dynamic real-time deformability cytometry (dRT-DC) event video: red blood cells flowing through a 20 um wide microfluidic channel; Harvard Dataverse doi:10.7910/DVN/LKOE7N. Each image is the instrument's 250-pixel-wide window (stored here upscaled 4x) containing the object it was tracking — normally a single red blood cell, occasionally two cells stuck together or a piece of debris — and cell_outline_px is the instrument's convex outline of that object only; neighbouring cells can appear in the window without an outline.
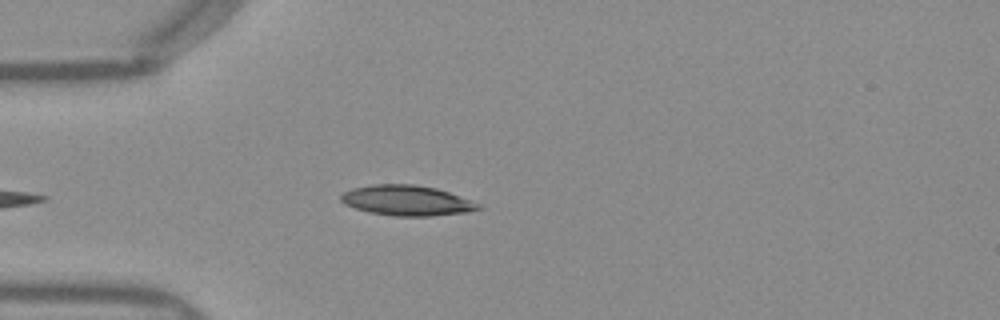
{"species": "Egyptian fruit bat (a non-hibernating species)", "species_latin": "Rousettus aegyptiacus", "temperature_condition": "warm", "stored_images_in_passage": 37, "camera_frame_rate_fps": 3000, "um_per_image_px": 0.085, "frame": {"image": 1, "passage_image": 3, "time_ms": 0.667, "image_size_px": [1000, 320], "cell_outline_px": [[484, 208], [468, 212], [432, 216], [396, 216], [368, 212], [344, 204], [340, 200], [340, 196], [344, 192], [352, 188], [372, 184], [412, 184], [436, 188], [448, 192], [480, 204]], "centroid_in_image_um": [34.57, 17.04], "position_along_channel_um": 50.4, "area_um2": 24.22}}
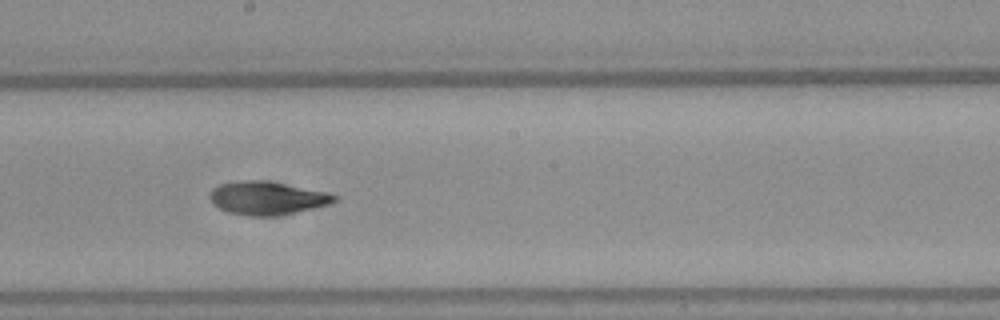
{"frame": {"image": 2, "passage_image": 17, "time_ms": 5.333, "image_size_px": [1000, 320], "cell_outline_px": [[340, 196], [336, 200], [328, 204], [312, 208], [276, 216], [252, 216], [228, 212], [220, 208], [208, 196], [212, 188], [220, 184], [240, 180], [260, 180], [284, 184], [328, 192]], "centroid_in_image_um": [22.7, 16.83], "position_along_channel_um": 225.5, "area_um2": 23.81}}
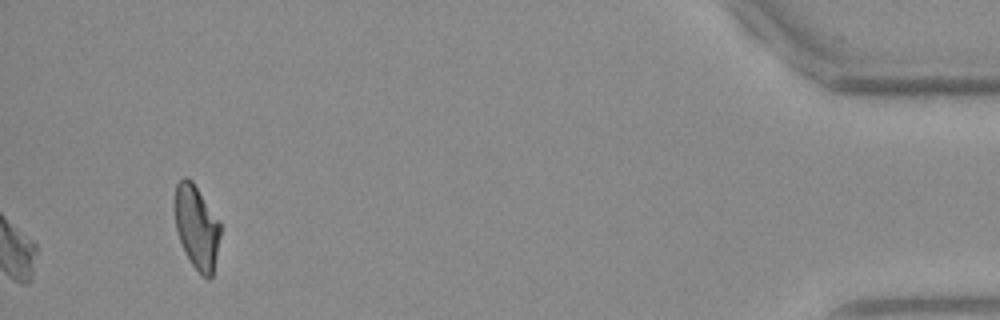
{"frame": {"image": 3, "passage_image": 37, "time_ms": 12.0, "image_size_px": [1000, 320], "cell_outline_px": [[220, 236], [212, 276], [208, 280], [200, 276], [184, 252], [176, 228], [172, 204], [172, 200], [176, 184], [184, 176], [188, 176], [192, 180], [220, 220]], "centroid_in_image_um": [16.68, 19.26], "position_along_channel_um": 418.5, "area_um2": 22.89}, "authors_computed_cell_mechanics": {"area_um2": 22.8888, "velocity_mm_per_s": 3.9859, "shape_relaxation_time_tau1_ms": 8.2443, "shape_relaxation_time_tau2_ms": 2.0758, "deformation_change_tau1": 0.226, "deformation_change_tau2": 0.0886}}